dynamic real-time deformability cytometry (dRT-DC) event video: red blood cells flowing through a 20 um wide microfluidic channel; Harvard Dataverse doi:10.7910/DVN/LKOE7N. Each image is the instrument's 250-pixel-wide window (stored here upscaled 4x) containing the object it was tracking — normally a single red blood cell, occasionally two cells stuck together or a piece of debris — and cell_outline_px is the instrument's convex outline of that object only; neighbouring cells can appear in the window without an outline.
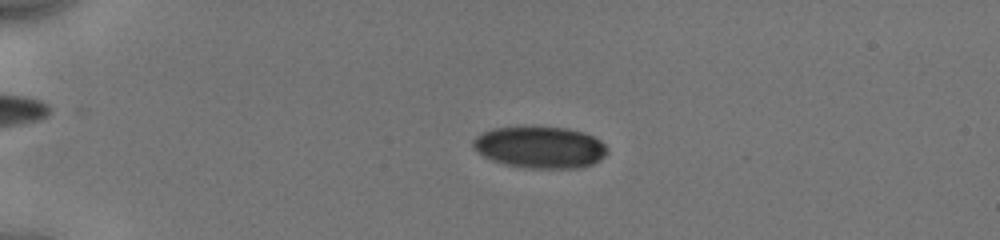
{"species": "human", "species_latin": "Homo sapiens", "temperature_condition": "cold", "stored_images_in_passage": 44, "camera_frame_rate_fps": 3000, "um_per_image_px": 0.085, "donor": {"sex": "male"}, "frame": {"image": 1, "passage_image": 11, "time_ms": 4.333, "image_size_px": [1000, 240], "cell_outline_px": [[608, 152], [600, 160], [592, 164], [580, 168], [532, 168], [504, 164], [492, 160], [484, 156], [472, 144], [472, 140], [476, 136], [492, 128], [532, 124], [568, 128], [584, 132], [600, 140], [608, 148]], "centroid_in_image_um": [45.92, 12.47], "position_along_channel_um": 39.1, "area_um2": 33.29}}
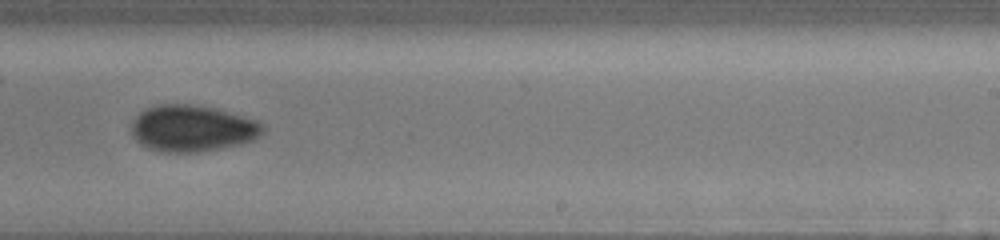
{"frame": {"image": 2, "passage_image": 32, "time_ms": 11.667, "image_size_px": [1000, 240], "cell_outline_px": [[264, 132], [260, 136], [252, 140], [240, 144], [200, 152], [160, 152], [148, 148], [140, 144], [132, 136], [132, 120], [144, 108], [156, 104], [196, 104], [216, 108], [256, 120], [264, 124]], "centroid_in_image_um": [16.33, 10.9], "position_along_channel_um": 272.7, "area_um2": 35.95}}
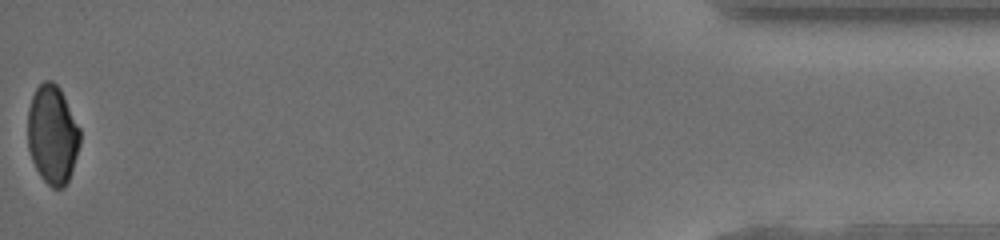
{"frame": {"image": 3, "passage_image": 44, "time_ms": 17.667, "image_size_px": [1000, 240], "cell_outline_px": [[80, 144], [68, 180], [64, 188], [52, 188], [40, 176], [32, 160], [28, 148], [28, 108], [32, 96], [36, 88], [44, 80], [52, 80], [60, 88], [80, 128]], "centroid_in_image_um": [4.45, 11.43], "position_along_channel_um": 430.7, "area_um2": 30.06}, "authors_computed_cell_mechanics": {"area_um2": 33.9575, "velocity_mm_per_s": 3.9454, "shape_relaxation_time_tau1_ms": 6.645, "shape_relaxation_time_tau2_ms": 4.1128, "deformation_change_tau1": 0.1065, "deformation_change_tau2": 0.0645}}